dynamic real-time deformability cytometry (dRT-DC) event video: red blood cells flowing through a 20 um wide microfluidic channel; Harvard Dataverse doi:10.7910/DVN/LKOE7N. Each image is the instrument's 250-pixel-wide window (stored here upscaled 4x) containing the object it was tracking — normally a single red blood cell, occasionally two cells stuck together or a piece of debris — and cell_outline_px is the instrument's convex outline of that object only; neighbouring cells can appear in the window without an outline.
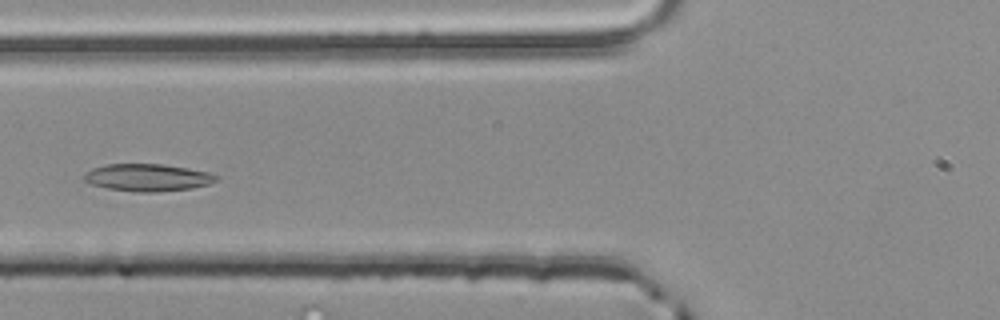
{"species": "common noctule bat (a hibernating species)", "species_latin": "Nyctalus noctula", "temperature_condition": "room temperature", "stored_images_in_passage": 5, "camera_frame_rate_fps": 3000, "um_per_image_px": 0.085, "animal": {"sex": "male", "body_mass_g": 20.4}, "frame": {"image": 1, "passage_image": 5, "time_ms": 1.333, "image_size_px": [1000, 320], "cell_outline_px": [[220, 180], [208, 184], [192, 188], [156, 192], [136, 192], [108, 188], [92, 184], [84, 180], [84, 176], [92, 168], [104, 164], [164, 164], [188, 168], [208, 172], [220, 176]], "centroid_in_image_um": [12.6, 15.08], "position_along_channel_um": 113.2, "area_um2": 21.04}}